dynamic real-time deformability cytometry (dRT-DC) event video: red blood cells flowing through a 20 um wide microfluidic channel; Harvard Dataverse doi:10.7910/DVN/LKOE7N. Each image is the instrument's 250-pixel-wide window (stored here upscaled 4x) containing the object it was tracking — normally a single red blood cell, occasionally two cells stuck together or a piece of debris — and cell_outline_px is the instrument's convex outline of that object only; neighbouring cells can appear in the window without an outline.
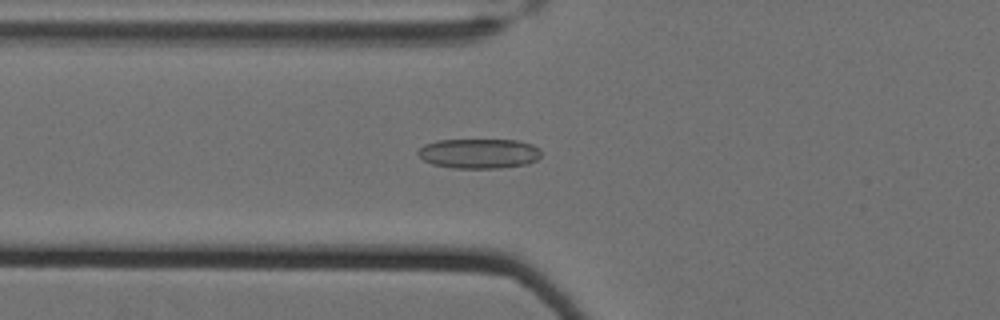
{"species": "Egyptian fruit bat (a non-hibernating species)", "species_latin": "Rousettus aegyptiacus", "temperature_condition": "cold", "stored_images_in_passage": 54, "camera_frame_rate_fps": 3000, "um_per_image_px": 0.085, "animal": {"sex": "female"}, "frame": {"image": 1, "passage_image": 18, "time_ms": 5.667, "image_size_px": [1000, 320], "cell_outline_px": [[540, 156], [536, 160], [528, 164], [500, 168], [452, 168], [432, 164], [424, 160], [416, 152], [424, 144], [436, 140], [516, 140], [532, 144], [540, 148]], "centroid_in_image_um": [40.71, 13.05], "position_along_channel_um": 85.1, "area_um2": 21.5}}
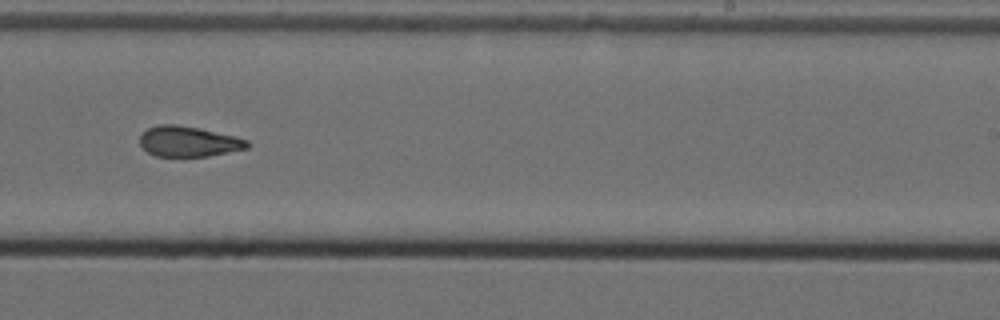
{"frame": {"image": 2, "passage_image": 34, "time_ms": 11.0, "image_size_px": [1000, 320], "cell_outline_px": [[252, 144], [248, 148], [208, 156], [156, 156], [148, 152], [140, 144], [140, 136], [148, 128], [160, 124], [176, 124], [236, 136], [248, 140]], "centroid_in_image_um": [16.05, 12.03], "position_along_channel_um": 272.9, "area_um2": 18.9}}
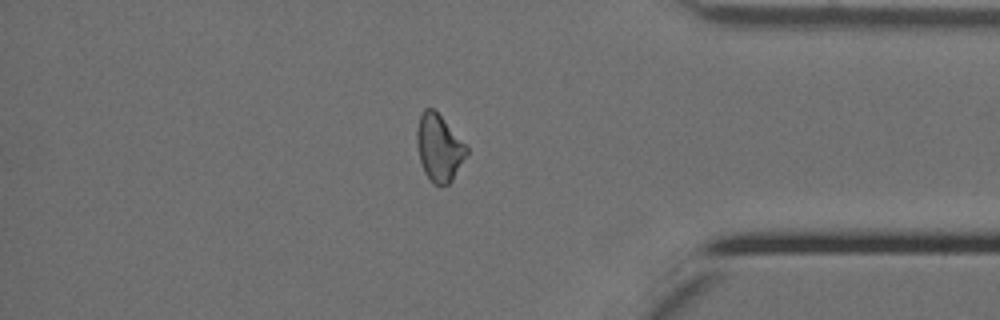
{"frame": {"image": 3, "passage_image": 46, "time_ms": 15.0, "image_size_px": [1000, 320], "cell_outline_px": [[468, 156], [452, 180], [448, 184], [440, 188], [424, 172], [420, 160], [416, 144], [416, 132], [420, 116], [424, 108], [432, 108], [440, 116], [468, 148]], "centroid_in_image_um": [37.32, 12.6], "position_along_channel_um": 397.9, "area_um2": 19.19}, "authors_computed_cell_mechanics": {"area_um2": 19.8254, "velocity_mm_per_s": 3.5049, "shape_relaxation_time_tau1_ms": null, "shape_relaxation_time_tau2_ms": 4.316, "deformation_change_tau1": null, "deformation_change_tau2": 0.1253}}